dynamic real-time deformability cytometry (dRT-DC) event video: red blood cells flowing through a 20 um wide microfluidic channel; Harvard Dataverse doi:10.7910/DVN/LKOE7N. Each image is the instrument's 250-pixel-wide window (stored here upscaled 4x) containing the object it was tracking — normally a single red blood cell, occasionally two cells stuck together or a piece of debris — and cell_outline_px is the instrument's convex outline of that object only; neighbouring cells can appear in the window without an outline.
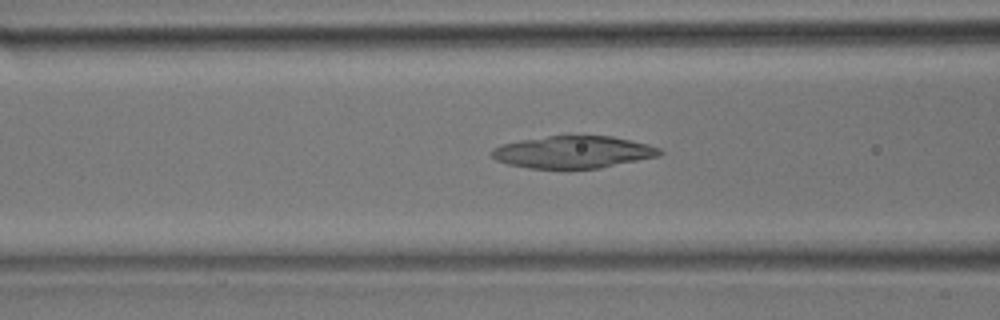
{"species": "common noctule bat (a hibernating species)", "species_latin": "Nyctalus noctula", "temperature_condition": "room temperature", "stored_images_in_passage": 32, "camera_frame_rate_fps": 3000, "um_per_image_px": 0.085, "animal": {"sex": "male", "body_mass_g": 17.9}, "frame": {"image": 1, "passage_image": 13, "time_ms": 4.0, "image_size_px": [1000, 320], "cell_outline_px": [[664, 152], [660, 156], [600, 168], [528, 168], [508, 164], [496, 160], [488, 152], [492, 148], [500, 144], [520, 140], [548, 136], [612, 136], [648, 144], [660, 148]], "centroid_in_image_um": [48.71, 12.92], "position_along_channel_um": 117.9, "area_um2": 31.62}}
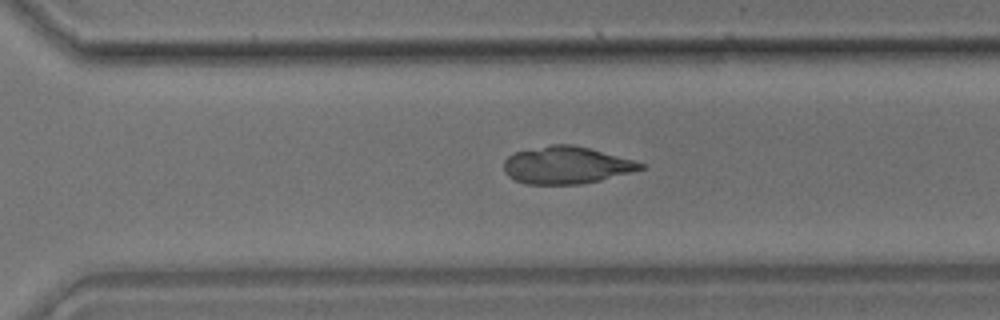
{"frame": {"image": 2, "passage_image": 25, "time_ms": 8.0, "image_size_px": [1000, 320], "cell_outline_px": [[644, 168], [632, 172], [600, 180], [580, 184], [524, 184], [508, 176], [504, 172], [504, 160], [508, 156], [516, 152], [552, 144], [572, 144], [588, 148], [632, 160], [644, 164]], "centroid_in_image_um": [48.1, 14.05], "position_along_channel_um": 322.5, "area_um2": 29.36}}
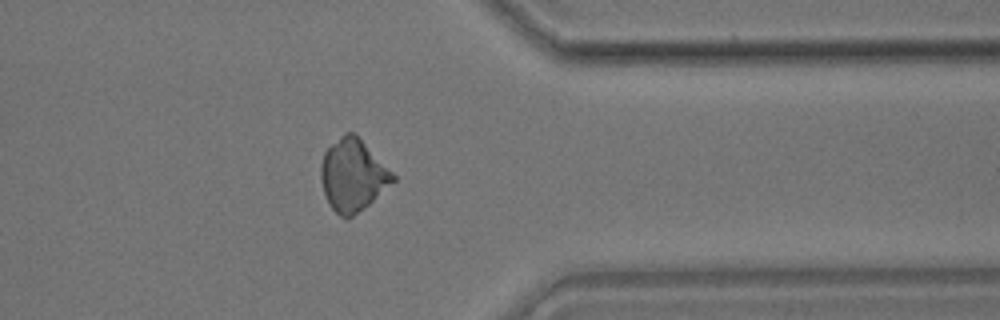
{"frame": {"image": 3, "passage_image": 29, "time_ms": 9.333, "image_size_px": [1000, 320], "cell_outline_px": [[396, 180], [364, 208], [348, 220], [340, 216], [332, 208], [324, 192], [320, 180], [320, 164], [324, 152], [344, 132], [356, 132], [396, 176]], "centroid_in_image_um": [29.99, 14.87], "position_along_channel_um": 381.4, "area_um2": 30.35}}